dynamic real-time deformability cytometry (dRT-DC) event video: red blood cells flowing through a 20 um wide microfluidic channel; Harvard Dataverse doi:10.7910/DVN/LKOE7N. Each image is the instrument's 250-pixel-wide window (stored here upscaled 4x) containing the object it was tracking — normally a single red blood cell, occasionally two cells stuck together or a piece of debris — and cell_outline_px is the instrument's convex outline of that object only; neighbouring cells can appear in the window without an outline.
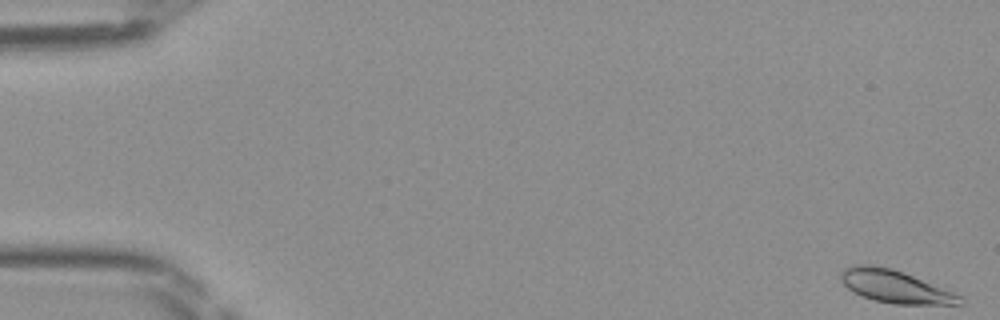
{"species": "Egyptian fruit bat (a non-hibernating species)", "species_latin": "Rousettus aegyptiacus", "temperature_condition": "room temperature", "stored_images_in_passage": 48, "camera_frame_rate_fps": 3000, "um_per_image_px": 0.085, "frame": {"image": 1, "passage_image": 1, "time_ms": 0.0, "image_size_px": [1000, 320], "cell_outline_px": [[964, 304], [892, 304], [876, 300], [852, 292], [840, 280], [840, 272], [844, 268], [852, 264], [872, 264], [892, 268], [904, 272], [952, 292], [960, 296], [964, 300]], "centroid_in_image_um": [76.03, 24.33], "position_along_channel_um": 9.0, "area_um2": 22.6}}
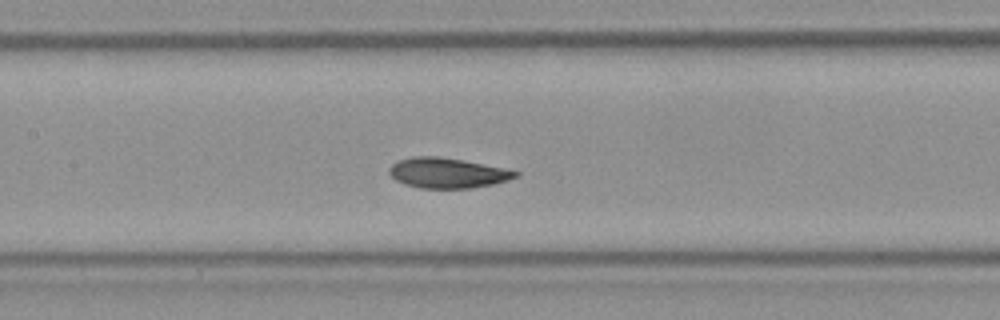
{"frame": {"image": 2, "passage_image": 23, "time_ms": 7.333, "image_size_px": [1000, 320], "cell_outline_px": [[520, 176], [508, 180], [492, 184], [472, 188], [420, 188], [404, 184], [396, 180], [388, 172], [388, 168], [392, 164], [400, 160], [412, 156], [440, 156], [508, 168], [520, 172]], "centroid_in_image_um": [38.06, 14.69], "position_along_channel_um": 169.3, "area_um2": 22.43}}
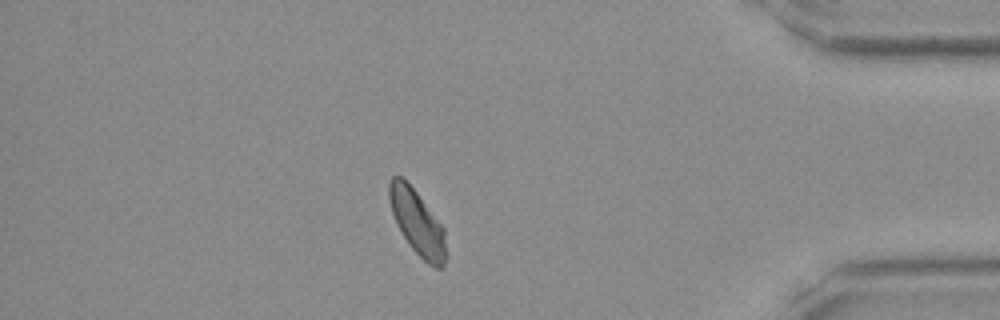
{"frame": {"image": 3, "passage_image": 42, "time_ms": 13.667, "image_size_px": [1000, 320], "cell_outline_px": [[448, 256], [444, 268], [436, 268], [428, 264], [412, 248], [396, 224], [388, 200], [388, 184], [392, 176], [400, 176], [416, 192], [444, 228]], "centroid_in_image_um": [35.49, 18.96], "position_along_channel_um": 399.7, "area_um2": 21.44}}